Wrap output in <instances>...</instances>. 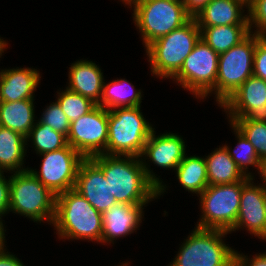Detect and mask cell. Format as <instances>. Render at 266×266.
<instances>
[{"label":"cell","instance_id":"22","mask_svg":"<svg viewBox=\"0 0 266 266\" xmlns=\"http://www.w3.org/2000/svg\"><path fill=\"white\" fill-rule=\"evenodd\" d=\"M27 143L22 134L0 126V172L13 173L29 169L22 167Z\"/></svg>","mask_w":266,"mask_h":266},{"label":"cell","instance_id":"3","mask_svg":"<svg viewBox=\"0 0 266 266\" xmlns=\"http://www.w3.org/2000/svg\"><path fill=\"white\" fill-rule=\"evenodd\" d=\"M200 38V28L192 17L183 26L150 43L146 53L153 76L172 79Z\"/></svg>","mask_w":266,"mask_h":266},{"label":"cell","instance_id":"45","mask_svg":"<svg viewBox=\"0 0 266 266\" xmlns=\"http://www.w3.org/2000/svg\"><path fill=\"white\" fill-rule=\"evenodd\" d=\"M264 37V39L266 40V33L262 35Z\"/></svg>","mask_w":266,"mask_h":266},{"label":"cell","instance_id":"15","mask_svg":"<svg viewBox=\"0 0 266 266\" xmlns=\"http://www.w3.org/2000/svg\"><path fill=\"white\" fill-rule=\"evenodd\" d=\"M74 190L101 213L117 203L110 193L109 183L103 171L90 158H85L81 162Z\"/></svg>","mask_w":266,"mask_h":266},{"label":"cell","instance_id":"25","mask_svg":"<svg viewBox=\"0 0 266 266\" xmlns=\"http://www.w3.org/2000/svg\"><path fill=\"white\" fill-rule=\"evenodd\" d=\"M201 39L218 54L228 51L250 33L249 25L199 27Z\"/></svg>","mask_w":266,"mask_h":266},{"label":"cell","instance_id":"41","mask_svg":"<svg viewBox=\"0 0 266 266\" xmlns=\"http://www.w3.org/2000/svg\"><path fill=\"white\" fill-rule=\"evenodd\" d=\"M246 6V9L254 2V0H238Z\"/></svg>","mask_w":266,"mask_h":266},{"label":"cell","instance_id":"16","mask_svg":"<svg viewBox=\"0 0 266 266\" xmlns=\"http://www.w3.org/2000/svg\"><path fill=\"white\" fill-rule=\"evenodd\" d=\"M153 130L145 143L144 150L140 157L153 162L158 167L176 170L177 166L184 159L186 146L183 138L176 133H163L155 135Z\"/></svg>","mask_w":266,"mask_h":266},{"label":"cell","instance_id":"5","mask_svg":"<svg viewBox=\"0 0 266 266\" xmlns=\"http://www.w3.org/2000/svg\"><path fill=\"white\" fill-rule=\"evenodd\" d=\"M141 106L108 110L107 155L140 157L155 129L145 120Z\"/></svg>","mask_w":266,"mask_h":266},{"label":"cell","instance_id":"28","mask_svg":"<svg viewBox=\"0 0 266 266\" xmlns=\"http://www.w3.org/2000/svg\"><path fill=\"white\" fill-rule=\"evenodd\" d=\"M232 129L234 130V134L238 140V144L235 149L229 148L230 146L224 145L228 150L229 155L232 157L234 162L237 164L238 168L242 171V173L249 177L254 178L251 174L248 173L249 166H254V168L262 174L264 163L259 159L258 154L254 146L241 134L239 130H237L231 123ZM247 171V172H246Z\"/></svg>","mask_w":266,"mask_h":266},{"label":"cell","instance_id":"35","mask_svg":"<svg viewBox=\"0 0 266 266\" xmlns=\"http://www.w3.org/2000/svg\"><path fill=\"white\" fill-rule=\"evenodd\" d=\"M236 263L239 266H266V252L255 254L251 259L236 251Z\"/></svg>","mask_w":266,"mask_h":266},{"label":"cell","instance_id":"7","mask_svg":"<svg viewBox=\"0 0 266 266\" xmlns=\"http://www.w3.org/2000/svg\"><path fill=\"white\" fill-rule=\"evenodd\" d=\"M228 231L195 227L168 266H232L236 251L223 238Z\"/></svg>","mask_w":266,"mask_h":266},{"label":"cell","instance_id":"19","mask_svg":"<svg viewBox=\"0 0 266 266\" xmlns=\"http://www.w3.org/2000/svg\"><path fill=\"white\" fill-rule=\"evenodd\" d=\"M68 90L90 98L98 104L102 97L104 76L95 62L78 60L69 67Z\"/></svg>","mask_w":266,"mask_h":266},{"label":"cell","instance_id":"40","mask_svg":"<svg viewBox=\"0 0 266 266\" xmlns=\"http://www.w3.org/2000/svg\"><path fill=\"white\" fill-rule=\"evenodd\" d=\"M261 179L264 182L265 186H266V163L263 166V170H262V174H261Z\"/></svg>","mask_w":266,"mask_h":266},{"label":"cell","instance_id":"29","mask_svg":"<svg viewBox=\"0 0 266 266\" xmlns=\"http://www.w3.org/2000/svg\"><path fill=\"white\" fill-rule=\"evenodd\" d=\"M57 94L58 97H56V101L70 123L87 114L97 105L90 98L72 92L67 88L64 91L57 92Z\"/></svg>","mask_w":266,"mask_h":266},{"label":"cell","instance_id":"42","mask_svg":"<svg viewBox=\"0 0 266 266\" xmlns=\"http://www.w3.org/2000/svg\"><path fill=\"white\" fill-rule=\"evenodd\" d=\"M264 202H265V210H266V186H265V189H264Z\"/></svg>","mask_w":266,"mask_h":266},{"label":"cell","instance_id":"23","mask_svg":"<svg viewBox=\"0 0 266 266\" xmlns=\"http://www.w3.org/2000/svg\"><path fill=\"white\" fill-rule=\"evenodd\" d=\"M34 99L15 102H0V126L11 129L26 137L36 124Z\"/></svg>","mask_w":266,"mask_h":266},{"label":"cell","instance_id":"27","mask_svg":"<svg viewBox=\"0 0 266 266\" xmlns=\"http://www.w3.org/2000/svg\"><path fill=\"white\" fill-rule=\"evenodd\" d=\"M29 139L32 140V146H34L36 154L56 151L68 145L65 135L38 121L26 136V141H29Z\"/></svg>","mask_w":266,"mask_h":266},{"label":"cell","instance_id":"21","mask_svg":"<svg viewBox=\"0 0 266 266\" xmlns=\"http://www.w3.org/2000/svg\"><path fill=\"white\" fill-rule=\"evenodd\" d=\"M204 158L209 185L232 184L248 178L238 168L225 146H219Z\"/></svg>","mask_w":266,"mask_h":266},{"label":"cell","instance_id":"33","mask_svg":"<svg viewBox=\"0 0 266 266\" xmlns=\"http://www.w3.org/2000/svg\"><path fill=\"white\" fill-rule=\"evenodd\" d=\"M253 75L266 81V40L256 34L254 50Z\"/></svg>","mask_w":266,"mask_h":266},{"label":"cell","instance_id":"12","mask_svg":"<svg viewBox=\"0 0 266 266\" xmlns=\"http://www.w3.org/2000/svg\"><path fill=\"white\" fill-rule=\"evenodd\" d=\"M42 155L40 171L31 169V173L56 196L67 190L74 189L78 169L85 159L69 144L59 150Z\"/></svg>","mask_w":266,"mask_h":266},{"label":"cell","instance_id":"6","mask_svg":"<svg viewBox=\"0 0 266 266\" xmlns=\"http://www.w3.org/2000/svg\"><path fill=\"white\" fill-rule=\"evenodd\" d=\"M10 176L9 211L19 213L34 222L53 223L56 195L45 187L32 173L25 170Z\"/></svg>","mask_w":266,"mask_h":266},{"label":"cell","instance_id":"24","mask_svg":"<svg viewBox=\"0 0 266 266\" xmlns=\"http://www.w3.org/2000/svg\"><path fill=\"white\" fill-rule=\"evenodd\" d=\"M141 92V90L134 89L129 80L117 79L108 84L104 82L102 97L97 105L106 110L141 106Z\"/></svg>","mask_w":266,"mask_h":266},{"label":"cell","instance_id":"4","mask_svg":"<svg viewBox=\"0 0 266 266\" xmlns=\"http://www.w3.org/2000/svg\"><path fill=\"white\" fill-rule=\"evenodd\" d=\"M126 5L133 7V21L141 32L145 48L192 18L182 1L131 0Z\"/></svg>","mask_w":266,"mask_h":266},{"label":"cell","instance_id":"44","mask_svg":"<svg viewBox=\"0 0 266 266\" xmlns=\"http://www.w3.org/2000/svg\"><path fill=\"white\" fill-rule=\"evenodd\" d=\"M123 3H125V5L129 2V1H131V0H121Z\"/></svg>","mask_w":266,"mask_h":266},{"label":"cell","instance_id":"37","mask_svg":"<svg viewBox=\"0 0 266 266\" xmlns=\"http://www.w3.org/2000/svg\"><path fill=\"white\" fill-rule=\"evenodd\" d=\"M5 250L0 251V266H25L19 258Z\"/></svg>","mask_w":266,"mask_h":266},{"label":"cell","instance_id":"13","mask_svg":"<svg viewBox=\"0 0 266 266\" xmlns=\"http://www.w3.org/2000/svg\"><path fill=\"white\" fill-rule=\"evenodd\" d=\"M229 120L266 122V81L250 76L221 105Z\"/></svg>","mask_w":266,"mask_h":266},{"label":"cell","instance_id":"36","mask_svg":"<svg viewBox=\"0 0 266 266\" xmlns=\"http://www.w3.org/2000/svg\"><path fill=\"white\" fill-rule=\"evenodd\" d=\"M187 12L193 17L211 0H181Z\"/></svg>","mask_w":266,"mask_h":266},{"label":"cell","instance_id":"1","mask_svg":"<svg viewBox=\"0 0 266 266\" xmlns=\"http://www.w3.org/2000/svg\"><path fill=\"white\" fill-rule=\"evenodd\" d=\"M90 159L103 171L117 203L148 204L166 192V185L141 157L100 154Z\"/></svg>","mask_w":266,"mask_h":266},{"label":"cell","instance_id":"18","mask_svg":"<svg viewBox=\"0 0 266 266\" xmlns=\"http://www.w3.org/2000/svg\"><path fill=\"white\" fill-rule=\"evenodd\" d=\"M41 75L33 68H12L0 71V102L34 99Z\"/></svg>","mask_w":266,"mask_h":266},{"label":"cell","instance_id":"34","mask_svg":"<svg viewBox=\"0 0 266 266\" xmlns=\"http://www.w3.org/2000/svg\"><path fill=\"white\" fill-rule=\"evenodd\" d=\"M10 178L6 179L4 172H0V218L9 212Z\"/></svg>","mask_w":266,"mask_h":266},{"label":"cell","instance_id":"11","mask_svg":"<svg viewBox=\"0 0 266 266\" xmlns=\"http://www.w3.org/2000/svg\"><path fill=\"white\" fill-rule=\"evenodd\" d=\"M108 110L96 105L70 123L68 144L84 158L107 154Z\"/></svg>","mask_w":266,"mask_h":266},{"label":"cell","instance_id":"30","mask_svg":"<svg viewBox=\"0 0 266 266\" xmlns=\"http://www.w3.org/2000/svg\"><path fill=\"white\" fill-rule=\"evenodd\" d=\"M254 146L259 159L266 163V122L252 120H229Z\"/></svg>","mask_w":266,"mask_h":266},{"label":"cell","instance_id":"20","mask_svg":"<svg viewBox=\"0 0 266 266\" xmlns=\"http://www.w3.org/2000/svg\"><path fill=\"white\" fill-rule=\"evenodd\" d=\"M244 7L238 0H211L193 18L198 27L249 25Z\"/></svg>","mask_w":266,"mask_h":266},{"label":"cell","instance_id":"43","mask_svg":"<svg viewBox=\"0 0 266 266\" xmlns=\"http://www.w3.org/2000/svg\"><path fill=\"white\" fill-rule=\"evenodd\" d=\"M128 264H129L128 262H125V263H123L122 265H119V266H129Z\"/></svg>","mask_w":266,"mask_h":266},{"label":"cell","instance_id":"26","mask_svg":"<svg viewBox=\"0 0 266 266\" xmlns=\"http://www.w3.org/2000/svg\"><path fill=\"white\" fill-rule=\"evenodd\" d=\"M179 183L188 192L200 195L209 185L205 158L186 156L176 168Z\"/></svg>","mask_w":266,"mask_h":266},{"label":"cell","instance_id":"38","mask_svg":"<svg viewBox=\"0 0 266 266\" xmlns=\"http://www.w3.org/2000/svg\"><path fill=\"white\" fill-rule=\"evenodd\" d=\"M5 231L6 230H4L3 220L2 218H0V251L5 249Z\"/></svg>","mask_w":266,"mask_h":266},{"label":"cell","instance_id":"32","mask_svg":"<svg viewBox=\"0 0 266 266\" xmlns=\"http://www.w3.org/2000/svg\"><path fill=\"white\" fill-rule=\"evenodd\" d=\"M248 23L250 31L257 35L262 36L266 33V0H254L248 7ZM255 24V25H254ZM252 26V27H251Z\"/></svg>","mask_w":266,"mask_h":266},{"label":"cell","instance_id":"31","mask_svg":"<svg viewBox=\"0 0 266 266\" xmlns=\"http://www.w3.org/2000/svg\"><path fill=\"white\" fill-rule=\"evenodd\" d=\"M37 121L49 125L52 129L66 137L68 136L70 122L57 101L52 102L47 106L44 109L40 120Z\"/></svg>","mask_w":266,"mask_h":266},{"label":"cell","instance_id":"14","mask_svg":"<svg viewBox=\"0 0 266 266\" xmlns=\"http://www.w3.org/2000/svg\"><path fill=\"white\" fill-rule=\"evenodd\" d=\"M253 179L248 177L242 181L238 217L229 233L242 229L243 227L250 234L266 241L265 184L262 181V185L259 184L256 186Z\"/></svg>","mask_w":266,"mask_h":266},{"label":"cell","instance_id":"8","mask_svg":"<svg viewBox=\"0 0 266 266\" xmlns=\"http://www.w3.org/2000/svg\"><path fill=\"white\" fill-rule=\"evenodd\" d=\"M255 47L256 34L251 32L240 43L220 53L216 85L204 98L214 91L216 102L220 106L252 76Z\"/></svg>","mask_w":266,"mask_h":266},{"label":"cell","instance_id":"46","mask_svg":"<svg viewBox=\"0 0 266 266\" xmlns=\"http://www.w3.org/2000/svg\"><path fill=\"white\" fill-rule=\"evenodd\" d=\"M232 266H239L236 262Z\"/></svg>","mask_w":266,"mask_h":266},{"label":"cell","instance_id":"10","mask_svg":"<svg viewBox=\"0 0 266 266\" xmlns=\"http://www.w3.org/2000/svg\"><path fill=\"white\" fill-rule=\"evenodd\" d=\"M219 54L201 38L185 58L180 71L171 79L195 97H204L215 87Z\"/></svg>","mask_w":266,"mask_h":266},{"label":"cell","instance_id":"17","mask_svg":"<svg viewBox=\"0 0 266 266\" xmlns=\"http://www.w3.org/2000/svg\"><path fill=\"white\" fill-rule=\"evenodd\" d=\"M145 204L116 203L102 213L103 230L101 243H113L115 239L134 233L143 219Z\"/></svg>","mask_w":266,"mask_h":266},{"label":"cell","instance_id":"9","mask_svg":"<svg viewBox=\"0 0 266 266\" xmlns=\"http://www.w3.org/2000/svg\"><path fill=\"white\" fill-rule=\"evenodd\" d=\"M241 193L242 181L224 185H208L199 195L202 215L196 227L229 232L238 217Z\"/></svg>","mask_w":266,"mask_h":266},{"label":"cell","instance_id":"2","mask_svg":"<svg viewBox=\"0 0 266 266\" xmlns=\"http://www.w3.org/2000/svg\"><path fill=\"white\" fill-rule=\"evenodd\" d=\"M52 224L60 239H86L101 243L102 213L74 189L56 196Z\"/></svg>","mask_w":266,"mask_h":266},{"label":"cell","instance_id":"39","mask_svg":"<svg viewBox=\"0 0 266 266\" xmlns=\"http://www.w3.org/2000/svg\"><path fill=\"white\" fill-rule=\"evenodd\" d=\"M7 45H8V43L6 42V40H3L0 38V57L3 55L2 53H4Z\"/></svg>","mask_w":266,"mask_h":266}]
</instances>
